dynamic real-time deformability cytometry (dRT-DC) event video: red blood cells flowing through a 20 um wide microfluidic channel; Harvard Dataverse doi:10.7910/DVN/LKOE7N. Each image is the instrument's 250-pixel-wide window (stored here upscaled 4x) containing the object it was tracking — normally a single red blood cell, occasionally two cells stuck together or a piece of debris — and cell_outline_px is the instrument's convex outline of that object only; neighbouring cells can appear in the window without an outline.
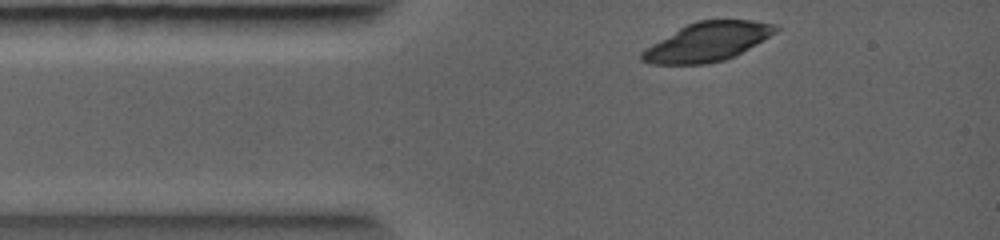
{"species": "common noctule bat (a hibernating species)", "species_latin": "Nyctalus noctula", "temperature_condition": "warm", "stored_images_in_passage": 2, "camera_frame_rate_fps": 5000, "um_per_image_px": 0.085, "animal": {"sex": "female", "body_mass_g": 19.0, "forearm_length_mm": 56.7}, "frame": {"image": 1, "passage_image": 1, "time_ms": 0.0, "image_size_px": [1000, 240], "cell_outline_px": [[780, 28], [776, 32], [736, 56], [724, 60], [708, 64], [652, 64], [640, 60], [640, 52], [644, 48], [680, 28], [696, 20], [752, 20], [776, 24]], "centroid_in_image_um": [60.13, 3.56], "position_along_channel_um": 24.9, "area_um2": 30.29}}